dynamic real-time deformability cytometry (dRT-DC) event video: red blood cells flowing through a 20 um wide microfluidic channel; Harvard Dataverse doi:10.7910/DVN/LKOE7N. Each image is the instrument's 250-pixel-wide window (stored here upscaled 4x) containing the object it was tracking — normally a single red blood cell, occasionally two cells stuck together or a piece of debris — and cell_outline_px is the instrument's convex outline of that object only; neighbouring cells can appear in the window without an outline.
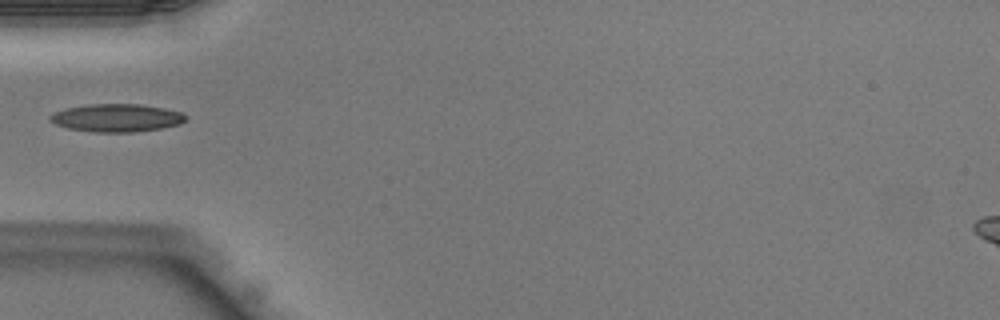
{"species": "Egyptian fruit bat (a non-hibernating species)", "species_latin": "Rousettus aegyptiacus", "temperature_condition": "warm", "stored_images_in_passage": 29, "camera_frame_rate_fps": 3000, "um_per_image_px": 0.085, "animal": {"sex": "male"}, "frame": {"image": 1, "passage_image": 1, "time_ms": 0.0, "image_size_px": [1000, 320], "cell_outline_px": [[188, 116], [180, 124], [160, 128], [132, 132], [92, 132], [68, 128], [56, 124], [52, 120], [52, 116], [56, 112], [64, 108], [88, 104], [140, 104], [164, 108], [184, 112]], "centroid_in_image_um": [9.97, 10.01], "position_along_channel_um": 75.0, "area_um2": 21.91}}
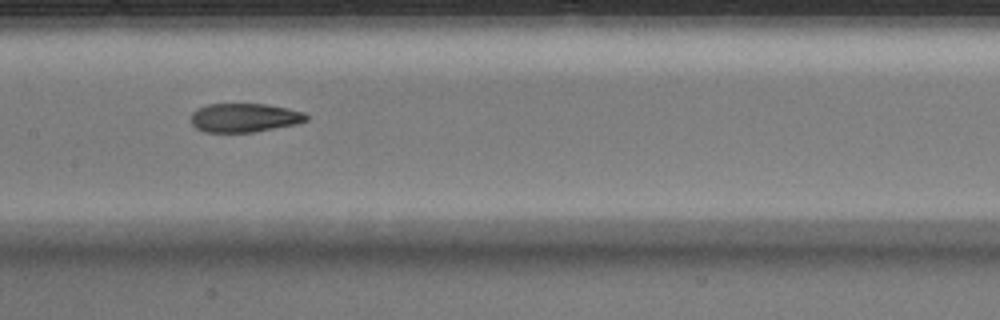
{"frame": {"image": 2, "passage_image": 8, "time_ms": 2.333, "image_size_px": [1000, 320], "cell_outline_px": [[308, 120], [296, 124], [256, 132], [204, 132], [196, 128], [192, 124], [192, 112], [196, 108], [208, 104], [264, 104], [288, 108], [304, 112], [308, 116]], "centroid_in_image_um": [20.78, 10.01], "position_along_channel_um": 186.6, "area_um2": 19.48}}
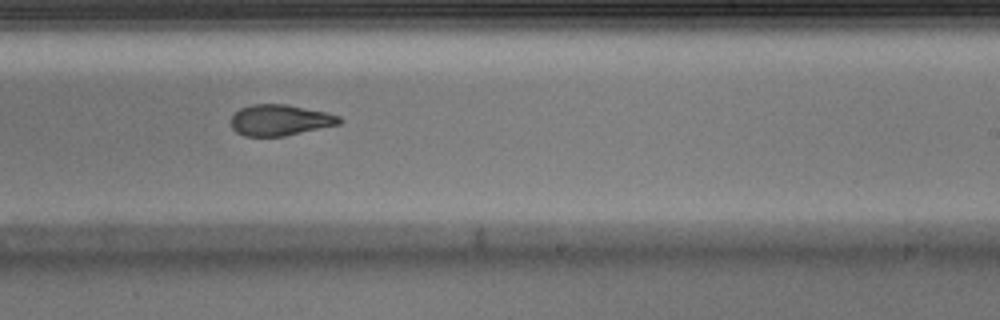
{"frame": {"image": 3, "passage_image": 13, "time_ms": 4.0, "image_size_px": [1000, 320], "cell_outline_px": [[344, 120], [340, 124], [284, 136], [244, 136], [236, 132], [232, 128], [232, 116], [240, 108], [252, 104], [288, 104], [324, 112], [340, 116]], "centroid_in_image_um": [23.81, 10.21], "position_along_channel_um": 265.2, "area_um2": 19.54}}